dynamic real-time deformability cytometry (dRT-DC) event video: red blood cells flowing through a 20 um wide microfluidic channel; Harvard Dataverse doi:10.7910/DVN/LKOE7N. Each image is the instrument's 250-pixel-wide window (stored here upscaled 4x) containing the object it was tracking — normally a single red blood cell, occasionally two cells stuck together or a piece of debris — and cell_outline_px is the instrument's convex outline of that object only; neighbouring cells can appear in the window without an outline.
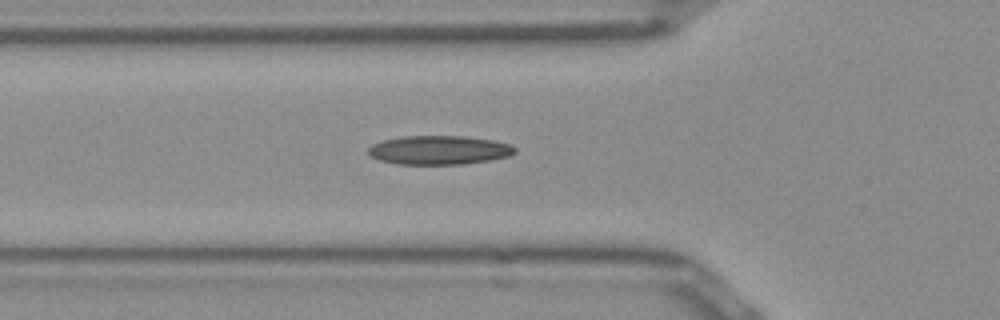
{"species": "Egyptian fruit bat (a non-hibernating species)", "species_latin": "Rousettus aegyptiacus", "temperature_condition": "room temperature", "stored_images_in_passage": 34, "camera_frame_rate_fps": 3000, "um_per_image_px": 0.085, "frame": {"image": 1, "passage_image": 2, "time_ms": 0.333, "image_size_px": [1000, 320], "cell_outline_px": [[516, 152], [508, 156], [488, 160], [464, 164], [400, 164], [380, 160], [372, 156], [368, 152], [368, 148], [372, 144], [380, 140], [400, 136], [464, 136], [492, 140], [508, 144], [516, 148]], "centroid_in_image_um": [37.29, 12.75], "position_along_channel_um": 88.5, "area_um2": 24.62}}
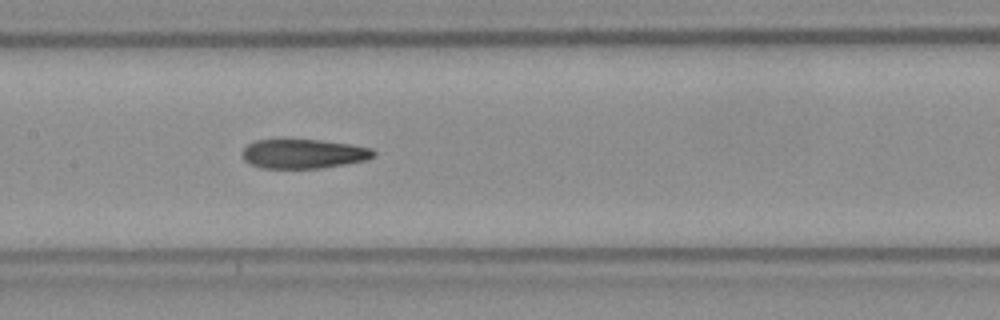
{"frame": {"image": 2, "passage_image": 9, "time_ms": 2.667, "image_size_px": [1000, 320], "cell_outline_px": [[376, 156], [368, 160], [320, 168], [260, 168], [244, 160], [240, 152], [248, 144], [256, 140], [320, 140], [352, 144], [372, 148], [376, 152]], "centroid_in_image_um": [25.83, 13.07], "position_along_channel_um": 181.6, "area_um2": 22.54}}
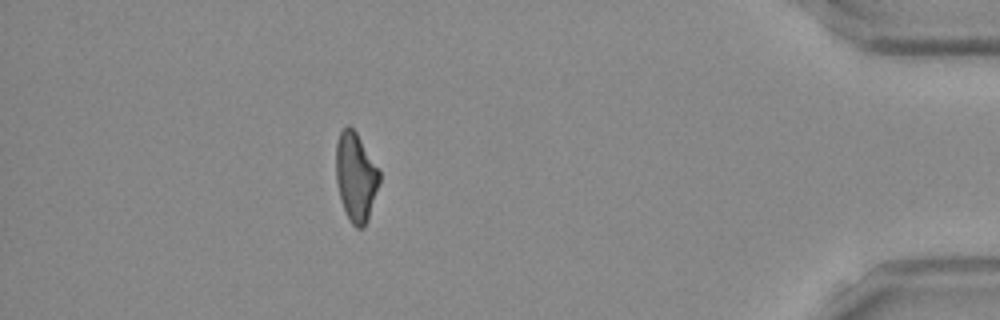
{"frame": {"image": 3, "passage_image": 30, "time_ms": 9.667, "image_size_px": [1000, 320], "cell_outline_px": [[380, 184], [368, 220], [364, 228], [356, 228], [352, 224], [344, 208], [340, 196], [336, 180], [336, 144], [340, 132], [348, 124], [356, 132], [380, 172]], "centroid_in_image_um": [30.25, 15.05], "position_along_channel_um": 404.9, "area_um2": 22.31}}